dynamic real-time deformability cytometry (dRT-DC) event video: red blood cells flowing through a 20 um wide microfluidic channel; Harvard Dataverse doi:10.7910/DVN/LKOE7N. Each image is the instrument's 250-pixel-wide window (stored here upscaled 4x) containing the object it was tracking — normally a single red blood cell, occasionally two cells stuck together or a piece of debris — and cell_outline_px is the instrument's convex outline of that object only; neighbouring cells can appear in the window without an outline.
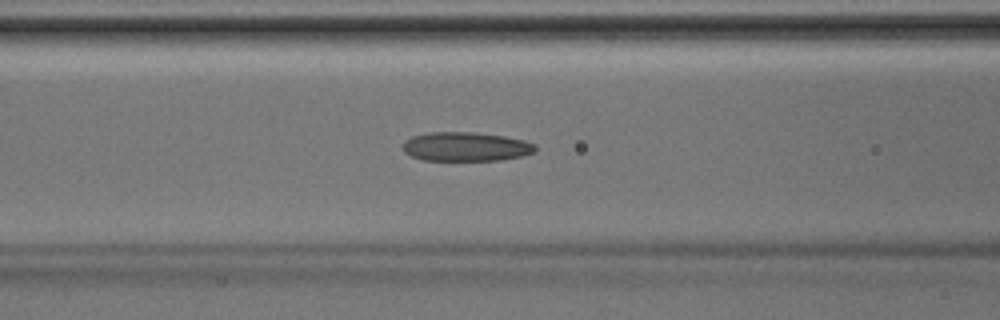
{"species": "Egyptian fruit bat (a non-hibernating species)", "species_latin": "Rousettus aegyptiacus", "temperature_condition": "room temperature", "stored_images_in_passage": 42, "camera_frame_rate_fps": 3000, "um_per_image_px": 0.085, "animal": {"sex": "male"}, "frame": {"image": 1, "passage_image": 17, "time_ms": 5.333, "image_size_px": [1000, 320], "cell_outline_px": [[536, 152], [520, 156], [500, 160], [424, 160], [412, 156], [404, 152], [404, 140], [412, 136], [428, 132], [472, 132], [504, 136], [524, 140], [536, 144]], "centroid_in_image_um": [39.61, 12.46], "position_along_channel_um": 127.0, "area_um2": 22.43}}
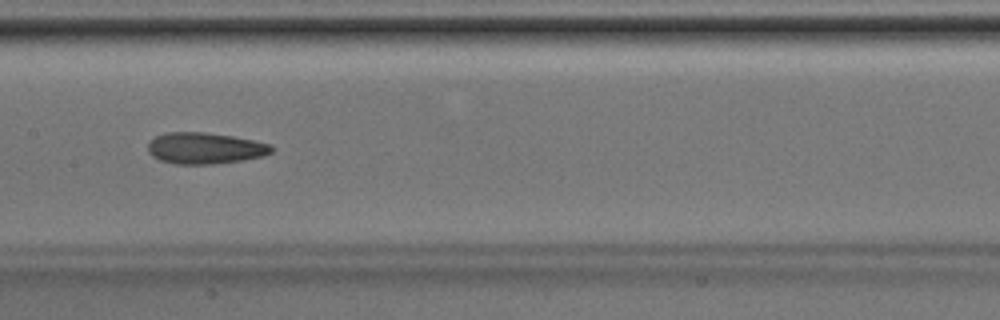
{"frame": {"image": 2, "passage_image": 21, "time_ms": 6.667, "image_size_px": [1000, 320], "cell_outline_px": [[272, 152], [264, 156], [240, 160], [212, 164], [176, 164], [160, 160], [152, 156], [148, 152], [148, 144], [156, 136], [164, 132], [204, 132], [232, 136], [272, 144]], "centroid_in_image_um": [17.41, 12.59], "position_along_channel_um": 190.0, "area_um2": 22.48}}
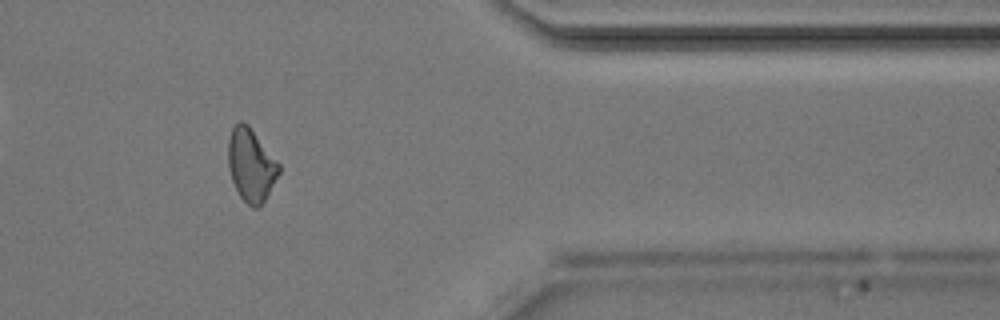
{"frame": {"image": 3, "passage_image": 35, "time_ms": 11.333, "image_size_px": [1000, 320], "cell_outline_px": [[280, 172], [264, 200], [256, 208], [252, 208], [240, 196], [232, 180], [228, 168], [228, 140], [232, 128], [240, 120], [248, 124], [280, 164]], "centroid_in_image_um": [21.33, 14.0], "position_along_channel_um": 390.1, "area_um2": 21.33}}